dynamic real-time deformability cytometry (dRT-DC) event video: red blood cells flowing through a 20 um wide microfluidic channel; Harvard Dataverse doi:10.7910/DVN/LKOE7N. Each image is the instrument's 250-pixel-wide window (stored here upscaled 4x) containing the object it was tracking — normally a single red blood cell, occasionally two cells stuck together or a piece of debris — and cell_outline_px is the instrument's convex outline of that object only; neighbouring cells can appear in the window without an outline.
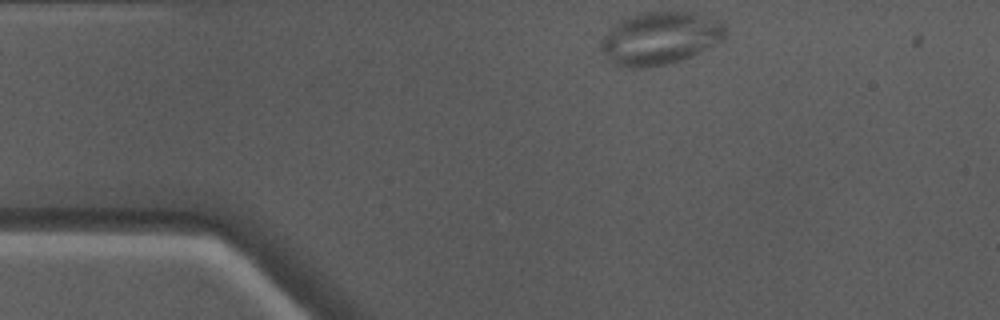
{"species": "Egyptian fruit bat (a non-hibernating species)", "species_latin": "Rousettus aegyptiacus", "temperature_condition": "warm", "stored_images_in_passage": 31, "camera_frame_rate_fps": 3000, "um_per_image_px": 0.085, "animal": {"sex": "male"}, "frame": {"image": 1, "passage_image": 1, "time_ms": 0.0, "image_size_px": [1000, 320], "cell_outline_px": [[728, 32], [724, 40], [692, 56], [680, 60], [664, 64], [644, 68], [628, 68], [616, 64], [600, 48], [600, 44], [604, 36], [620, 20], [628, 16], [648, 12], [692, 12], [720, 20], [724, 24]], "centroid_in_image_um": [56.17, 3.24], "position_along_channel_um": 28.8, "area_um2": 37.97}}
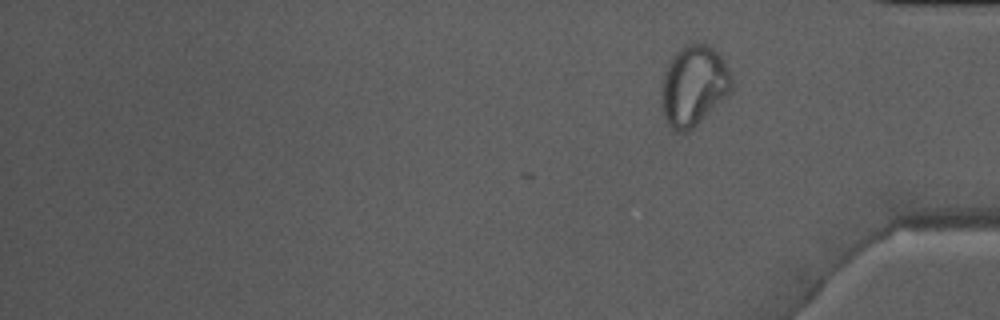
{"frame": {"image": 2, "passage_image": 31, "time_ms": 10.0, "image_size_px": [1000, 320], "cell_outline_px": [[732, 88], [692, 128], [684, 132], [676, 132], [668, 124], [664, 116], [660, 92], [664, 72], [672, 56], [684, 44], [692, 40], [700, 40], [712, 48], [724, 60], [732, 76]], "centroid_in_image_um": [58.92, 7.2], "position_along_channel_um": 376.3, "area_um2": 32.66}}